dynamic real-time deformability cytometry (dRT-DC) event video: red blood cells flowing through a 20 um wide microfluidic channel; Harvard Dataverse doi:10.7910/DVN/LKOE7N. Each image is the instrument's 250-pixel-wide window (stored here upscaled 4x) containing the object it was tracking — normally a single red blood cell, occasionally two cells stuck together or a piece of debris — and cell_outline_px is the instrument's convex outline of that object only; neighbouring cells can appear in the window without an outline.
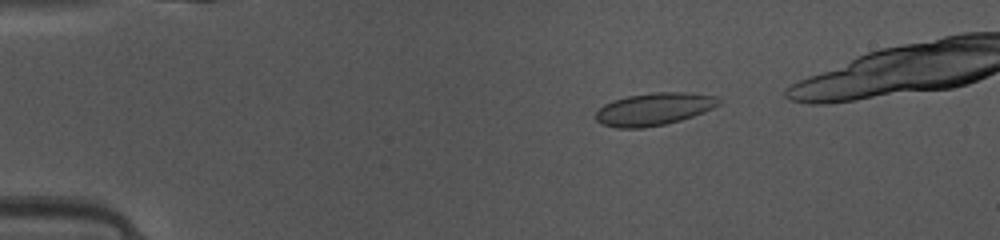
{"species": "common noctule bat (a hibernating species)", "species_latin": "Nyctalus noctula", "temperature_condition": "warm", "stored_images_in_passage": 37, "camera_frame_rate_fps": 3000, "um_per_image_px": 0.085, "animal": {"sex": "female", "body_mass_g": 10.0, "forearm_length_mm": 53.1}, "frame": {"image": 1, "passage_image": 3, "time_ms": 0.667, "image_size_px": [1000, 240], "cell_outline_px": [[720, 104], [704, 112], [680, 120], [664, 124], [644, 128], [616, 128], [600, 124], [596, 120], [596, 112], [604, 104], [612, 100], [628, 96], [652, 92], [684, 92], [716, 96], [720, 100]], "centroid_in_image_um": [55.56, 9.27], "position_along_channel_um": 29.4, "area_um2": 23.29}}
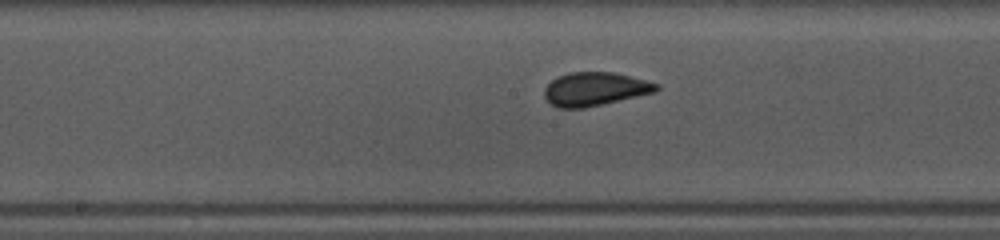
{"frame": {"image": 2, "passage_image": 19, "time_ms": 6.0, "image_size_px": [1000, 240], "cell_outline_px": [[660, 88], [656, 92], [584, 108], [556, 108], [544, 96], [544, 88], [556, 76], [568, 72], [612, 72], [660, 84]], "centroid_in_image_um": [50.55, 7.56], "position_along_channel_um": 197.7, "area_um2": 21.85}}
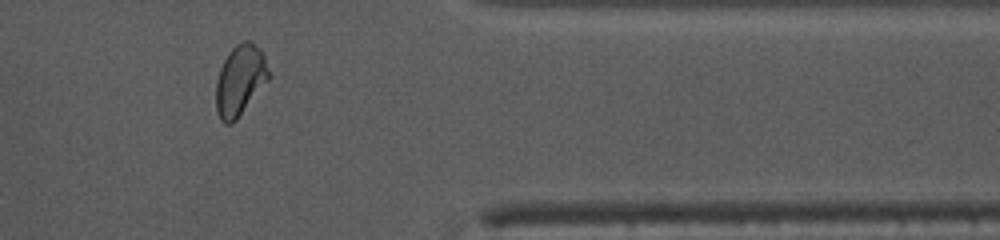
{"frame": {"image": 3, "passage_image": 34, "time_ms": 11.0, "image_size_px": [1000, 240], "cell_outline_px": [[272, 76], [236, 120], [232, 124], [224, 124], [220, 120], [216, 112], [216, 84], [220, 68], [228, 52], [236, 44], [244, 40], [252, 40], [264, 52]], "centroid_in_image_um": [20.44, 6.8], "position_along_channel_um": 391.0, "area_um2": 22.2}}